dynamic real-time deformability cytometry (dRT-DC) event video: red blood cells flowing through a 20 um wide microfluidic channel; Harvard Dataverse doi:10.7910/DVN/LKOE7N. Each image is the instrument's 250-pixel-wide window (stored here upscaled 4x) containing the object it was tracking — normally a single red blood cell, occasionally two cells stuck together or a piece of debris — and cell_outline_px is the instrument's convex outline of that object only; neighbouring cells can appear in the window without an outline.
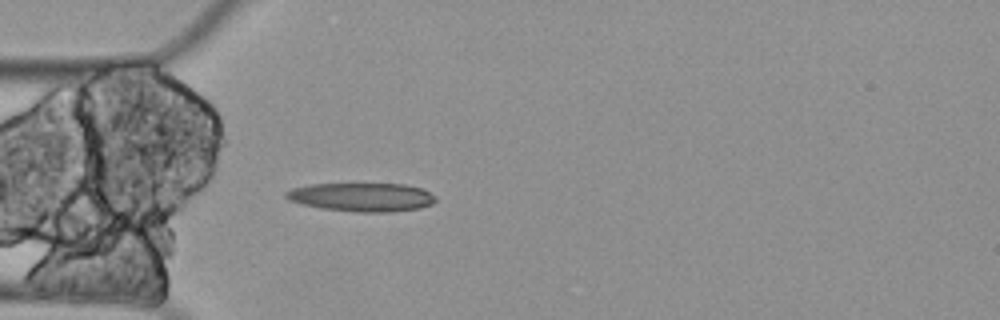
{"species": "Egyptian fruit bat (a non-hibernating species)", "species_latin": "Rousettus aegyptiacus", "temperature_condition": "cold", "stored_images_in_passage": 5, "camera_frame_rate_fps": 3000, "um_per_image_px": 0.085, "animal": {"sex": "female"}, "frame": {"image": 1, "passage_image": 5, "time_ms": 1.333, "image_size_px": [1000, 320], "cell_outline_px": [[436, 200], [432, 204], [420, 208], [388, 212], [360, 212], [320, 208], [300, 204], [288, 200], [284, 196], [284, 192], [292, 188], [312, 184], [404, 184], [420, 188], [436, 196]], "centroid_in_image_um": [30.72, 16.75], "position_along_channel_um": 54.3, "area_um2": 24.97}}